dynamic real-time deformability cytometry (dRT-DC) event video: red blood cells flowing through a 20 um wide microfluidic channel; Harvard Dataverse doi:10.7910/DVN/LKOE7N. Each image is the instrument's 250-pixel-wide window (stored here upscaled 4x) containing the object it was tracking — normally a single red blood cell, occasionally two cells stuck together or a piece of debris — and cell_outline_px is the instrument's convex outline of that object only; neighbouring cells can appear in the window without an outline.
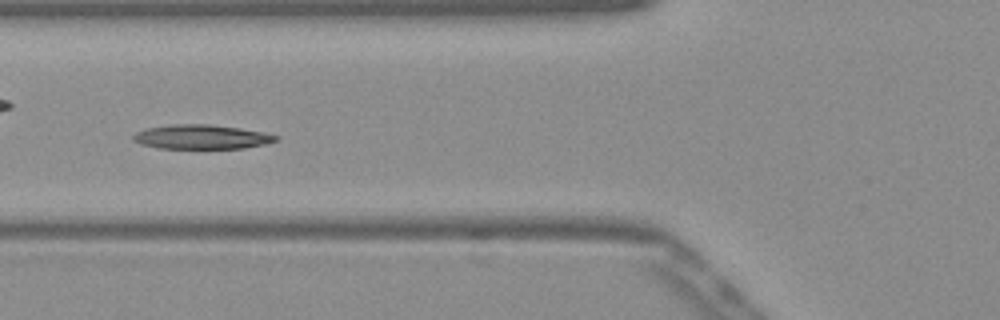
{"species": "Egyptian fruit bat (a non-hibernating species)", "species_latin": "Rousettus aegyptiacus", "temperature_condition": "warm", "stored_images_in_passage": 51, "camera_frame_rate_fps": 3000, "um_per_image_px": 0.085, "frame": {"image": 1, "passage_image": 19, "time_ms": 6.0, "image_size_px": [1000, 320], "cell_outline_px": [[280, 140], [264, 144], [244, 148], [156, 148], [140, 144], [132, 140], [132, 136], [136, 132], [148, 128], [172, 124], [208, 124], [240, 128], [264, 132], [280, 136]], "centroid_in_image_um": [17.14, 11.63], "position_along_channel_um": 108.7, "area_um2": 20.29}}
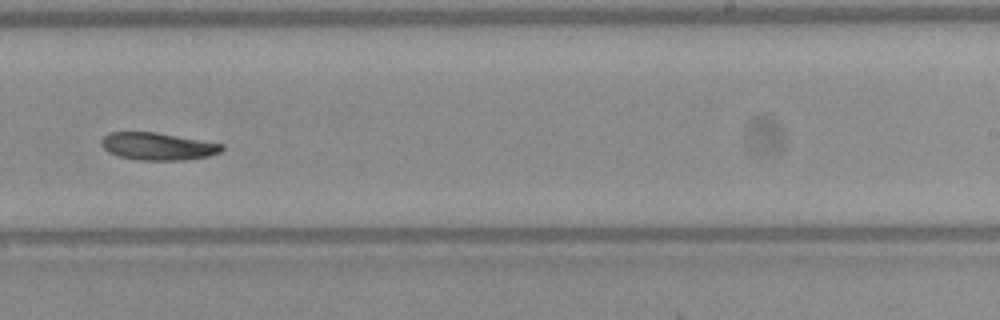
{"frame": {"image": 2, "passage_image": 32, "time_ms": 10.333, "image_size_px": [1000, 320], "cell_outline_px": [[224, 148], [220, 152], [208, 156], [184, 160], [136, 160], [120, 156], [108, 152], [100, 144], [100, 140], [108, 132], [156, 132], [224, 144]], "centroid_in_image_um": [13.39, 12.43], "position_along_channel_um": 275.6, "area_um2": 19.31}}
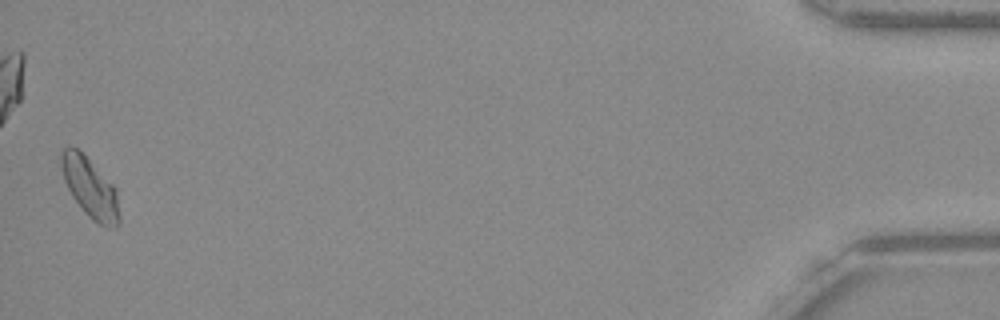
{"frame": {"image": 3, "passage_image": 51, "time_ms": 16.667, "image_size_px": [1000, 320], "cell_outline_px": [[120, 224], [116, 228], [108, 228], [92, 220], [84, 212], [72, 196], [64, 180], [60, 164], [60, 152], [64, 148], [76, 148], [116, 188], [120, 216]], "centroid_in_image_um": [7.67, 16.03], "position_along_channel_um": 427.5, "area_um2": 20.06}}